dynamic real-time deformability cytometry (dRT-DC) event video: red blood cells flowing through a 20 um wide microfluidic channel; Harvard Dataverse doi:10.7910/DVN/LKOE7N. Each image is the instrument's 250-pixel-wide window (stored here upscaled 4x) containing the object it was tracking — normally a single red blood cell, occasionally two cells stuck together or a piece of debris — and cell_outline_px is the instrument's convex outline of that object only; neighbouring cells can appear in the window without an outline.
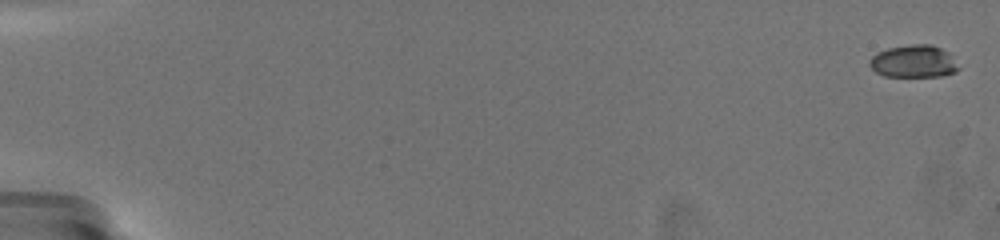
{"species": "common noctule bat (a hibernating species)", "species_latin": "Nyctalus noctula", "temperature_condition": "warm", "stored_images_in_passage": 7, "camera_frame_rate_fps": 3000, "um_per_image_px": 0.085, "animal": {"sex": "female", "body_mass_g": 19.5, "forearm_length_mm": 54.1}, "frame": {"image": 1, "passage_image": 1, "time_ms": 0.0, "image_size_px": [1000, 240], "cell_outline_px": [[960, 68], [956, 72], [944, 76], [884, 76], [876, 72], [868, 64], [868, 60], [876, 52], [888, 48], [908, 44], [932, 44], [948, 52]], "centroid_in_image_um": [77.65, 5.21], "position_along_channel_um": 7.4, "area_um2": 16.99}}